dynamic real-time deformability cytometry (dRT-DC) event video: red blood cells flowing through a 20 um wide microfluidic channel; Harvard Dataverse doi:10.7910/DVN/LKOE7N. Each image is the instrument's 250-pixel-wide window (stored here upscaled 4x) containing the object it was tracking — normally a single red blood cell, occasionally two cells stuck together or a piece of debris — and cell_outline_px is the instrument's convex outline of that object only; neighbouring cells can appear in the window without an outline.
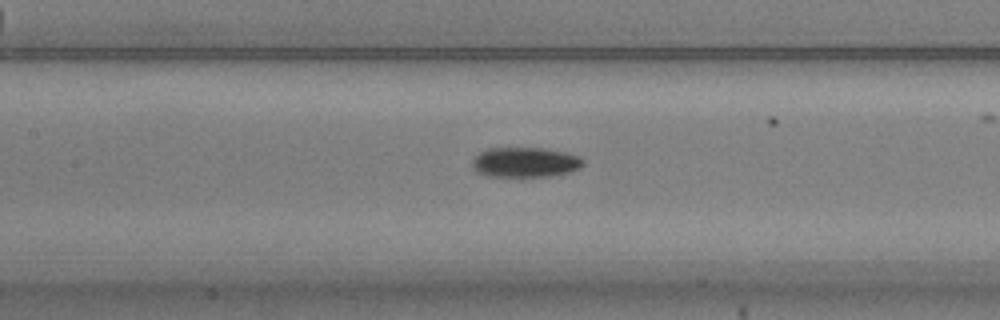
{"species": "common noctule bat (a hibernating species)", "species_latin": "Nyctalus noctula", "temperature_condition": "warm", "stored_images_in_passage": 55, "camera_frame_rate_fps": 3000, "um_per_image_px": 0.085, "animal": {"sex": "male", "body_mass_g": 20.5, "forearm_length_mm": 52.5}, "frame": {"image": 1, "passage_image": 25, "time_ms": 8.0, "image_size_px": [1000, 320], "cell_outline_px": [[584, 164], [580, 168], [568, 172], [552, 176], [488, 176], [476, 172], [472, 168], [472, 160], [480, 152], [488, 148], [544, 148], [564, 152], [580, 156], [584, 160]], "centroid_in_image_um": [44.64, 13.79], "position_along_channel_um": 162.8, "area_um2": 19.42}}
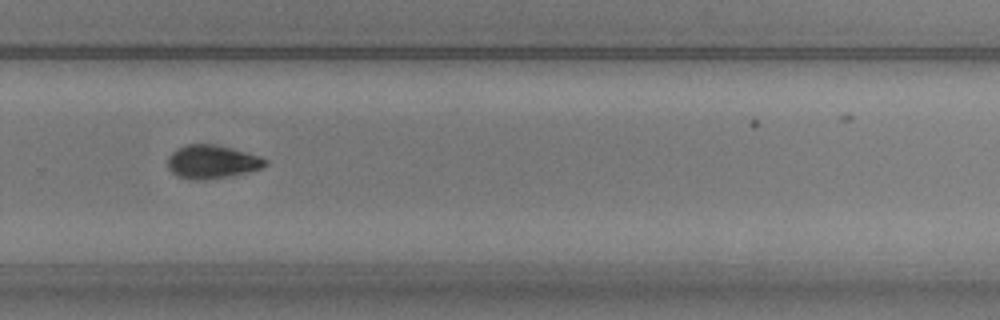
{"frame": {"image": 2, "passage_image": 37, "time_ms": 12.0, "image_size_px": [1000, 320], "cell_outline_px": [[268, 164], [264, 168], [248, 172], [224, 176], [180, 176], [172, 172], [168, 168], [168, 156], [176, 148], [188, 144], [212, 144], [260, 156], [268, 160]], "centroid_in_image_um": [18.06, 13.69], "position_along_channel_um": 311.7, "area_um2": 17.98}}
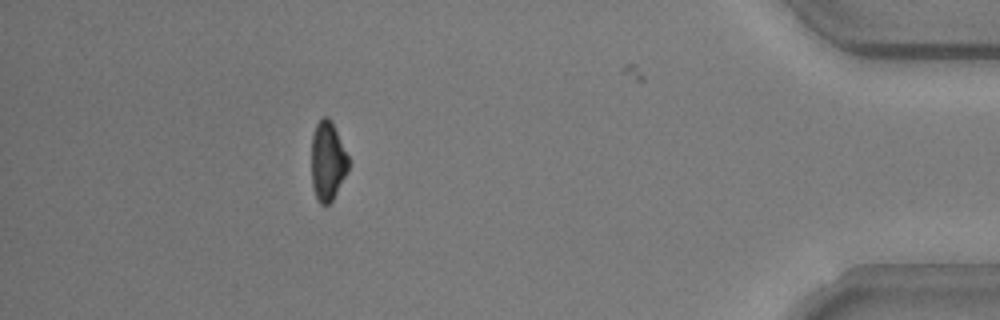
{"frame": {"image": 3, "passage_image": 49, "time_ms": 16.0, "image_size_px": [1000, 320], "cell_outline_px": [[348, 172], [332, 200], [328, 204], [320, 204], [316, 200], [312, 188], [312, 136], [316, 124], [324, 116], [328, 116], [332, 120], [348, 156]], "centroid_in_image_um": [27.84, 13.7], "position_along_channel_um": 407.4, "area_um2": 17.17}, "authors_computed_cell_mechanics": {"area_um2": 17.8602, "velocity_mm_per_s": 3.7417, "shape_relaxation_time_tau1_ms": 5.0773, "shape_relaxation_time_tau2_ms": null, "deformation_change_tau1": 0.1507, "deformation_change_tau2": null}}